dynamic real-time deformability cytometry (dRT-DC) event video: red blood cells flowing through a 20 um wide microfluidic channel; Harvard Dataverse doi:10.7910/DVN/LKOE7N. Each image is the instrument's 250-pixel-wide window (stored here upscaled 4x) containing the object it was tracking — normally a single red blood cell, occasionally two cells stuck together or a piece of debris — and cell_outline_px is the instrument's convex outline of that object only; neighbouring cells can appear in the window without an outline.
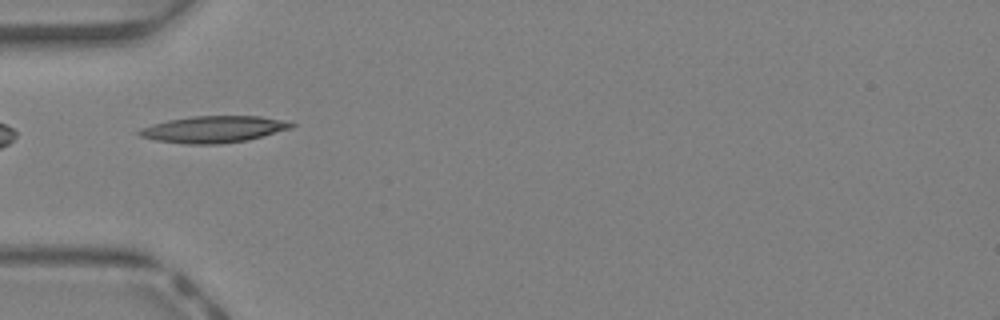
{"species": "Egyptian fruit bat (a non-hibernating species)", "species_latin": "Rousettus aegyptiacus", "temperature_condition": "warm", "stored_images_in_passage": 30, "camera_frame_rate_fps": 3000, "um_per_image_px": 0.085, "animal": {"sex": "female"}, "frame": {"image": 1, "passage_image": 1, "time_ms": 0.0, "image_size_px": [1000, 320], "cell_outline_px": [[296, 124], [292, 128], [248, 140], [220, 144], [184, 144], [156, 140], [140, 136], [136, 132], [140, 128], [152, 124], [168, 120], [192, 116], [260, 116], [280, 120]], "centroid_in_image_um": [18.12, 10.99], "position_along_channel_um": 66.9, "area_um2": 23.58}}
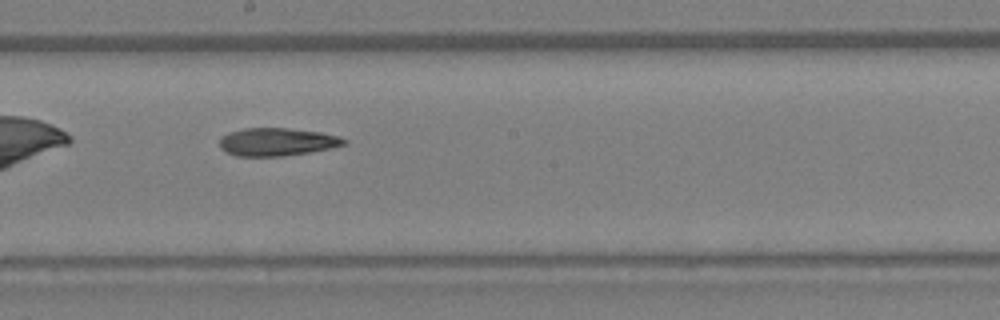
{"frame": {"image": 2, "passage_image": 11, "time_ms": 3.333, "image_size_px": [1000, 320], "cell_outline_px": [[348, 144], [332, 148], [308, 152], [280, 156], [236, 156], [220, 148], [220, 136], [228, 132], [244, 128], [288, 128], [320, 132], [340, 136], [348, 140]], "centroid_in_image_um": [23.56, 12.05], "position_along_channel_um": 224.6, "area_um2": 20.35}}
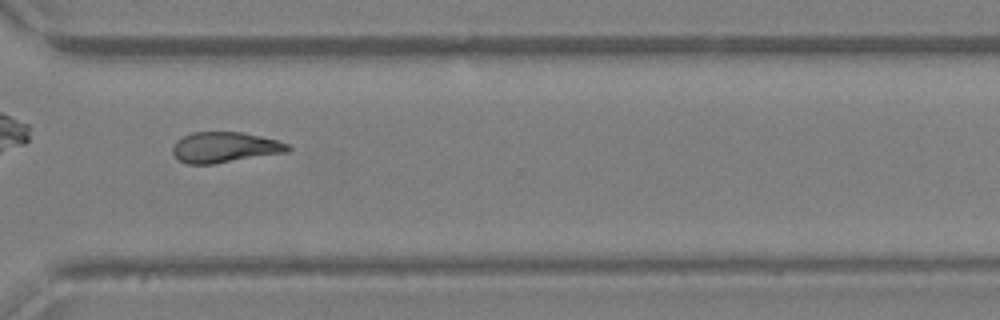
{"frame": {"image": 3, "passage_image": 19, "time_ms": 6.0, "image_size_px": [1000, 320], "cell_outline_px": [[292, 148], [288, 152], [212, 164], [188, 164], [180, 160], [172, 152], [172, 148], [176, 140], [192, 132], [240, 132], [260, 136], [276, 140], [288, 144]], "centroid_in_image_um": [19.1, 12.52], "position_along_channel_um": 351.5, "area_um2": 20.4}, "authors_computed_cell_mechanics": {"area_um2": 20.6924, "velocity_mm_per_s": 4.7663, "shape_relaxation_time_tau1_ms": null, "shape_relaxation_time_tau2_ms": 5.6431, "deformation_change_tau1": null, "deformation_change_tau2": 0.1817}}